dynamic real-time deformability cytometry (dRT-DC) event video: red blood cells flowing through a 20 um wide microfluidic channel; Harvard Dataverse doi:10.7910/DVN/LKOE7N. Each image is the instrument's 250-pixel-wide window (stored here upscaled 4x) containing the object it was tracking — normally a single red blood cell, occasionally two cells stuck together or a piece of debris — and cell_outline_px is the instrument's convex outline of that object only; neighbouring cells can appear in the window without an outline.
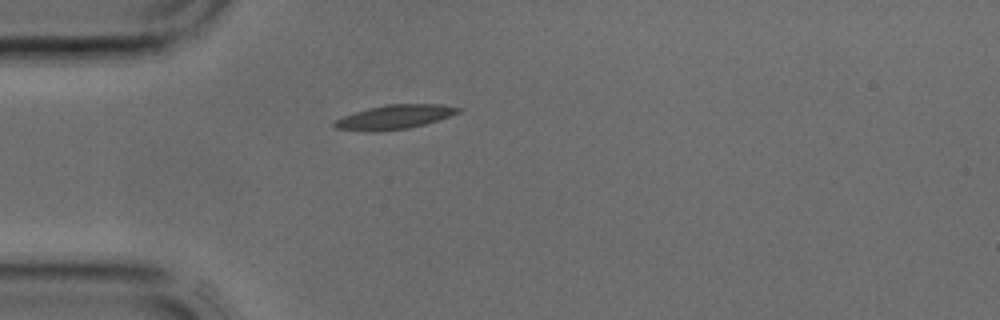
{"species": "common noctule bat (a hibernating species)", "species_latin": "Nyctalus noctula", "temperature_condition": "cold", "stored_images_in_passage": 1, "camera_frame_rate_fps": 3000, "um_per_image_px": 0.085, "animal": {"sex": "male", "body_mass_g": 17.9, "forearm_length_mm": 54.2}, "frame": {"image": 1, "passage_image": 1, "time_ms": 0.0, "image_size_px": [1000, 320], "cell_outline_px": [[464, 108], [460, 112], [424, 124], [408, 128], [376, 132], [364, 132], [336, 128], [332, 124], [336, 120], [344, 116], [368, 108], [384, 104], [444, 104]], "centroid_in_image_um": [33.53, 9.94], "position_along_channel_um": 51.5, "area_um2": 17.46}}